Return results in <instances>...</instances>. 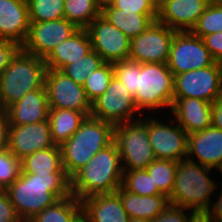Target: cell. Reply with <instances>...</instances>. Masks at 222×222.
I'll return each instance as SVG.
<instances>
[{
    "mask_svg": "<svg viewBox=\"0 0 222 222\" xmlns=\"http://www.w3.org/2000/svg\"><path fill=\"white\" fill-rule=\"evenodd\" d=\"M5 192L20 219L28 222L57 200L71 195L70 178L66 173L36 175L21 171L19 178Z\"/></svg>",
    "mask_w": 222,
    "mask_h": 222,
    "instance_id": "obj_1",
    "label": "cell"
},
{
    "mask_svg": "<svg viewBox=\"0 0 222 222\" xmlns=\"http://www.w3.org/2000/svg\"><path fill=\"white\" fill-rule=\"evenodd\" d=\"M124 170L116 144L98 151L70 178V192L78 200L114 193L121 186Z\"/></svg>",
    "mask_w": 222,
    "mask_h": 222,
    "instance_id": "obj_2",
    "label": "cell"
},
{
    "mask_svg": "<svg viewBox=\"0 0 222 222\" xmlns=\"http://www.w3.org/2000/svg\"><path fill=\"white\" fill-rule=\"evenodd\" d=\"M115 125L87 116L78 130L61 146L62 164L65 173L71 178L98 151L114 141Z\"/></svg>",
    "mask_w": 222,
    "mask_h": 222,
    "instance_id": "obj_3",
    "label": "cell"
},
{
    "mask_svg": "<svg viewBox=\"0 0 222 222\" xmlns=\"http://www.w3.org/2000/svg\"><path fill=\"white\" fill-rule=\"evenodd\" d=\"M212 170L214 169L188 159L179 161L174 187L169 196L170 204L191 211L209 210L212 196L218 193L216 188L220 184L211 179Z\"/></svg>",
    "mask_w": 222,
    "mask_h": 222,
    "instance_id": "obj_4",
    "label": "cell"
},
{
    "mask_svg": "<svg viewBox=\"0 0 222 222\" xmlns=\"http://www.w3.org/2000/svg\"><path fill=\"white\" fill-rule=\"evenodd\" d=\"M44 59L20 49L0 75V105L3 110L20 100L26 93L44 85Z\"/></svg>",
    "mask_w": 222,
    "mask_h": 222,
    "instance_id": "obj_5",
    "label": "cell"
},
{
    "mask_svg": "<svg viewBox=\"0 0 222 222\" xmlns=\"http://www.w3.org/2000/svg\"><path fill=\"white\" fill-rule=\"evenodd\" d=\"M173 92L174 75L167 64L140 63L138 92L134 102L142 115L156 113L158 109L164 114V111L171 109Z\"/></svg>",
    "mask_w": 222,
    "mask_h": 222,
    "instance_id": "obj_6",
    "label": "cell"
},
{
    "mask_svg": "<svg viewBox=\"0 0 222 222\" xmlns=\"http://www.w3.org/2000/svg\"><path fill=\"white\" fill-rule=\"evenodd\" d=\"M113 142L123 170L146 169L156 159L148 136V114L135 121L116 124Z\"/></svg>",
    "mask_w": 222,
    "mask_h": 222,
    "instance_id": "obj_7",
    "label": "cell"
},
{
    "mask_svg": "<svg viewBox=\"0 0 222 222\" xmlns=\"http://www.w3.org/2000/svg\"><path fill=\"white\" fill-rule=\"evenodd\" d=\"M148 115V136L156 159L179 162L187 157L188 133L169 115L166 120ZM158 118V119H157ZM164 121V122H163Z\"/></svg>",
    "mask_w": 222,
    "mask_h": 222,
    "instance_id": "obj_8",
    "label": "cell"
},
{
    "mask_svg": "<svg viewBox=\"0 0 222 222\" xmlns=\"http://www.w3.org/2000/svg\"><path fill=\"white\" fill-rule=\"evenodd\" d=\"M90 116L116 125L138 120L143 115L137 109L134 97L113 76L107 90L91 104Z\"/></svg>",
    "mask_w": 222,
    "mask_h": 222,
    "instance_id": "obj_9",
    "label": "cell"
},
{
    "mask_svg": "<svg viewBox=\"0 0 222 222\" xmlns=\"http://www.w3.org/2000/svg\"><path fill=\"white\" fill-rule=\"evenodd\" d=\"M222 94V64L174 76L173 98H196L213 103Z\"/></svg>",
    "mask_w": 222,
    "mask_h": 222,
    "instance_id": "obj_10",
    "label": "cell"
},
{
    "mask_svg": "<svg viewBox=\"0 0 222 222\" xmlns=\"http://www.w3.org/2000/svg\"><path fill=\"white\" fill-rule=\"evenodd\" d=\"M215 62L201 37L190 31L174 34L167 62L174 76L211 66Z\"/></svg>",
    "mask_w": 222,
    "mask_h": 222,
    "instance_id": "obj_11",
    "label": "cell"
},
{
    "mask_svg": "<svg viewBox=\"0 0 222 222\" xmlns=\"http://www.w3.org/2000/svg\"><path fill=\"white\" fill-rule=\"evenodd\" d=\"M176 32L158 21L152 22L144 32L131 39L129 60L167 64Z\"/></svg>",
    "mask_w": 222,
    "mask_h": 222,
    "instance_id": "obj_12",
    "label": "cell"
},
{
    "mask_svg": "<svg viewBox=\"0 0 222 222\" xmlns=\"http://www.w3.org/2000/svg\"><path fill=\"white\" fill-rule=\"evenodd\" d=\"M49 108L71 109L91 114V103L83 85L77 84L60 70L47 69L44 77Z\"/></svg>",
    "mask_w": 222,
    "mask_h": 222,
    "instance_id": "obj_13",
    "label": "cell"
},
{
    "mask_svg": "<svg viewBox=\"0 0 222 222\" xmlns=\"http://www.w3.org/2000/svg\"><path fill=\"white\" fill-rule=\"evenodd\" d=\"M79 28L65 18L45 22H30L29 31L21 49L45 59L60 43Z\"/></svg>",
    "mask_w": 222,
    "mask_h": 222,
    "instance_id": "obj_14",
    "label": "cell"
},
{
    "mask_svg": "<svg viewBox=\"0 0 222 222\" xmlns=\"http://www.w3.org/2000/svg\"><path fill=\"white\" fill-rule=\"evenodd\" d=\"M86 30L90 36L92 50L105 62L129 60L131 39L101 15L94 19Z\"/></svg>",
    "mask_w": 222,
    "mask_h": 222,
    "instance_id": "obj_15",
    "label": "cell"
},
{
    "mask_svg": "<svg viewBox=\"0 0 222 222\" xmlns=\"http://www.w3.org/2000/svg\"><path fill=\"white\" fill-rule=\"evenodd\" d=\"M54 145L48 120L27 125L10 126L7 148L20 160L38 150L50 148Z\"/></svg>",
    "mask_w": 222,
    "mask_h": 222,
    "instance_id": "obj_16",
    "label": "cell"
},
{
    "mask_svg": "<svg viewBox=\"0 0 222 222\" xmlns=\"http://www.w3.org/2000/svg\"><path fill=\"white\" fill-rule=\"evenodd\" d=\"M186 159L216 169L222 175V130L211 125L188 134Z\"/></svg>",
    "mask_w": 222,
    "mask_h": 222,
    "instance_id": "obj_17",
    "label": "cell"
},
{
    "mask_svg": "<svg viewBox=\"0 0 222 222\" xmlns=\"http://www.w3.org/2000/svg\"><path fill=\"white\" fill-rule=\"evenodd\" d=\"M210 3L206 0H166L157 21L177 32L191 31Z\"/></svg>",
    "mask_w": 222,
    "mask_h": 222,
    "instance_id": "obj_18",
    "label": "cell"
},
{
    "mask_svg": "<svg viewBox=\"0 0 222 222\" xmlns=\"http://www.w3.org/2000/svg\"><path fill=\"white\" fill-rule=\"evenodd\" d=\"M169 112L188 134L204 130L212 125V103L201 99L173 98Z\"/></svg>",
    "mask_w": 222,
    "mask_h": 222,
    "instance_id": "obj_19",
    "label": "cell"
},
{
    "mask_svg": "<svg viewBox=\"0 0 222 222\" xmlns=\"http://www.w3.org/2000/svg\"><path fill=\"white\" fill-rule=\"evenodd\" d=\"M29 26L26 0H0V39H8L22 46Z\"/></svg>",
    "mask_w": 222,
    "mask_h": 222,
    "instance_id": "obj_20",
    "label": "cell"
},
{
    "mask_svg": "<svg viewBox=\"0 0 222 222\" xmlns=\"http://www.w3.org/2000/svg\"><path fill=\"white\" fill-rule=\"evenodd\" d=\"M10 126L27 125L48 120L49 106L45 86L26 93L6 109Z\"/></svg>",
    "mask_w": 222,
    "mask_h": 222,
    "instance_id": "obj_21",
    "label": "cell"
},
{
    "mask_svg": "<svg viewBox=\"0 0 222 222\" xmlns=\"http://www.w3.org/2000/svg\"><path fill=\"white\" fill-rule=\"evenodd\" d=\"M91 51L92 45L88 31L86 28H79L44 59L46 68L61 70L64 66L82 59Z\"/></svg>",
    "mask_w": 222,
    "mask_h": 222,
    "instance_id": "obj_22",
    "label": "cell"
},
{
    "mask_svg": "<svg viewBox=\"0 0 222 222\" xmlns=\"http://www.w3.org/2000/svg\"><path fill=\"white\" fill-rule=\"evenodd\" d=\"M81 204L92 222H128L130 219L116 192L89 196L82 199Z\"/></svg>",
    "mask_w": 222,
    "mask_h": 222,
    "instance_id": "obj_23",
    "label": "cell"
},
{
    "mask_svg": "<svg viewBox=\"0 0 222 222\" xmlns=\"http://www.w3.org/2000/svg\"><path fill=\"white\" fill-rule=\"evenodd\" d=\"M116 193L130 218L152 220L170 204L167 195L141 196L126 191L122 186Z\"/></svg>",
    "mask_w": 222,
    "mask_h": 222,
    "instance_id": "obj_24",
    "label": "cell"
},
{
    "mask_svg": "<svg viewBox=\"0 0 222 222\" xmlns=\"http://www.w3.org/2000/svg\"><path fill=\"white\" fill-rule=\"evenodd\" d=\"M101 16L130 39L137 37L152 22L157 21V13L129 12L115 8L112 5L103 7L101 9Z\"/></svg>",
    "mask_w": 222,
    "mask_h": 222,
    "instance_id": "obj_25",
    "label": "cell"
},
{
    "mask_svg": "<svg viewBox=\"0 0 222 222\" xmlns=\"http://www.w3.org/2000/svg\"><path fill=\"white\" fill-rule=\"evenodd\" d=\"M86 117L85 113L71 109L49 108L48 121L53 143L61 146L78 130Z\"/></svg>",
    "mask_w": 222,
    "mask_h": 222,
    "instance_id": "obj_26",
    "label": "cell"
},
{
    "mask_svg": "<svg viewBox=\"0 0 222 222\" xmlns=\"http://www.w3.org/2000/svg\"><path fill=\"white\" fill-rule=\"evenodd\" d=\"M22 172L26 174L48 175L65 173L62 164V152L58 145L38 150L21 160Z\"/></svg>",
    "mask_w": 222,
    "mask_h": 222,
    "instance_id": "obj_27",
    "label": "cell"
},
{
    "mask_svg": "<svg viewBox=\"0 0 222 222\" xmlns=\"http://www.w3.org/2000/svg\"><path fill=\"white\" fill-rule=\"evenodd\" d=\"M81 209V201L71 194L46 207L28 222H72Z\"/></svg>",
    "mask_w": 222,
    "mask_h": 222,
    "instance_id": "obj_28",
    "label": "cell"
},
{
    "mask_svg": "<svg viewBox=\"0 0 222 222\" xmlns=\"http://www.w3.org/2000/svg\"><path fill=\"white\" fill-rule=\"evenodd\" d=\"M64 14L78 28H86L101 15V8L96 0H64Z\"/></svg>",
    "mask_w": 222,
    "mask_h": 222,
    "instance_id": "obj_29",
    "label": "cell"
},
{
    "mask_svg": "<svg viewBox=\"0 0 222 222\" xmlns=\"http://www.w3.org/2000/svg\"><path fill=\"white\" fill-rule=\"evenodd\" d=\"M177 165L178 162L175 161L155 159L146 168L154 181V186H157L158 190L168 197L174 187Z\"/></svg>",
    "mask_w": 222,
    "mask_h": 222,
    "instance_id": "obj_30",
    "label": "cell"
},
{
    "mask_svg": "<svg viewBox=\"0 0 222 222\" xmlns=\"http://www.w3.org/2000/svg\"><path fill=\"white\" fill-rule=\"evenodd\" d=\"M122 187L141 196L164 195L154 186V181L146 169L124 170Z\"/></svg>",
    "mask_w": 222,
    "mask_h": 222,
    "instance_id": "obj_31",
    "label": "cell"
},
{
    "mask_svg": "<svg viewBox=\"0 0 222 222\" xmlns=\"http://www.w3.org/2000/svg\"><path fill=\"white\" fill-rule=\"evenodd\" d=\"M113 76L114 70L111 62H105L97 70L90 73L83 84V88L91 104L107 90Z\"/></svg>",
    "mask_w": 222,
    "mask_h": 222,
    "instance_id": "obj_32",
    "label": "cell"
},
{
    "mask_svg": "<svg viewBox=\"0 0 222 222\" xmlns=\"http://www.w3.org/2000/svg\"><path fill=\"white\" fill-rule=\"evenodd\" d=\"M30 22L65 18L64 0H26Z\"/></svg>",
    "mask_w": 222,
    "mask_h": 222,
    "instance_id": "obj_33",
    "label": "cell"
},
{
    "mask_svg": "<svg viewBox=\"0 0 222 222\" xmlns=\"http://www.w3.org/2000/svg\"><path fill=\"white\" fill-rule=\"evenodd\" d=\"M105 61L94 50L82 59L64 66L60 71L70 77L77 84L83 85L91 72L97 70Z\"/></svg>",
    "mask_w": 222,
    "mask_h": 222,
    "instance_id": "obj_34",
    "label": "cell"
},
{
    "mask_svg": "<svg viewBox=\"0 0 222 222\" xmlns=\"http://www.w3.org/2000/svg\"><path fill=\"white\" fill-rule=\"evenodd\" d=\"M190 32L201 38L222 32V1L210 3Z\"/></svg>",
    "mask_w": 222,
    "mask_h": 222,
    "instance_id": "obj_35",
    "label": "cell"
},
{
    "mask_svg": "<svg viewBox=\"0 0 222 222\" xmlns=\"http://www.w3.org/2000/svg\"><path fill=\"white\" fill-rule=\"evenodd\" d=\"M114 76L120 80L128 92L135 97L138 92V75L140 63L131 60L116 61L113 63Z\"/></svg>",
    "mask_w": 222,
    "mask_h": 222,
    "instance_id": "obj_36",
    "label": "cell"
},
{
    "mask_svg": "<svg viewBox=\"0 0 222 222\" xmlns=\"http://www.w3.org/2000/svg\"><path fill=\"white\" fill-rule=\"evenodd\" d=\"M21 160L18 159L8 148L0 151V188L5 191L16 179L19 178Z\"/></svg>",
    "mask_w": 222,
    "mask_h": 222,
    "instance_id": "obj_37",
    "label": "cell"
},
{
    "mask_svg": "<svg viewBox=\"0 0 222 222\" xmlns=\"http://www.w3.org/2000/svg\"><path fill=\"white\" fill-rule=\"evenodd\" d=\"M190 211L184 207L169 204L164 211L150 220V222H186Z\"/></svg>",
    "mask_w": 222,
    "mask_h": 222,
    "instance_id": "obj_38",
    "label": "cell"
},
{
    "mask_svg": "<svg viewBox=\"0 0 222 222\" xmlns=\"http://www.w3.org/2000/svg\"><path fill=\"white\" fill-rule=\"evenodd\" d=\"M111 5L129 12L157 13L149 0H115Z\"/></svg>",
    "mask_w": 222,
    "mask_h": 222,
    "instance_id": "obj_39",
    "label": "cell"
},
{
    "mask_svg": "<svg viewBox=\"0 0 222 222\" xmlns=\"http://www.w3.org/2000/svg\"><path fill=\"white\" fill-rule=\"evenodd\" d=\"M20 49L21 46L18 43L8 39H0V75Z\"/></svg>",
    "mask_w": 222,
    "mask_h": 222,
    "instance_id": "obj_40",
    "label": "cell"
},
{
    "mask_svg": "<svg viewBox=\"0 0 222 222\" xmlns=\"http://www.w3.org/2000/svg\"><path fill=\"white\" fill-rule=\"evenodd\" d=\"M0 222H23L5 191L0 192Z\"/></svg>",
    "mask_w": 222,
    "mask_h": 222,
    "instance_id": "obj_41",
    "label": "cell"
},
{
    "mask_svg": "<svg viewBox=\"0 0 222 222\" xmlns=\"http://www.w3.org/2000/svg\"><path fill=\"white\" fill-rule=\"evenodd\" d=\"M202 39L213 59L222 64V32L206 35Z\"/></svg>",
    "mask_w": 222,
    "mask_h": 222,
    "instance_id": "obj_42",
    "label": "cell"
},
{
    "mask_svg": "<svg viewBox=\"0 0 222 222\" xmlns=\"http://www.w3.org/2000/svg\"><path fill=\"white\" fill-rule=\"evenodd\" d=\"M10 122L6 110L0 112V151L8 147Z\"/></svg>",
    "mask_w": 222,
    "mask_h": 222,
    "instance_id": "obj_43",
    "label": "cell"
},
{
    "mask_svg": "<svg viewBox=\"0 0 222 222\" xmlns=\"http://www.w3.org/2000/svg\"><path fill=\"white\" fill-rule=\"evenodd\" d=\"M212 126L222 130V94L212 103Z\"/></svg>",
    "mask_w": 222,
    "mask_h": 222,
    "instance_id": "obj_44",
    "label": "cell"
},
{
    "mask_svg": "<svg viewBox=\"0 0 222 222\" xmlns=\"http://www.w3.org/2000/svg\"><path fill=\"white\" fill-rule=\"evenodd\" d=\"M218 186H221L222 189V182ZM218 189L220 192L218 193V196H214L208 211L217 222H222V190H220V187Z\"/></svg>",
    "mask_w": 222,
    "mask_h": 222,
    "instance_id": "obj_45",
    "label": "cell"
},
{
    "mask_svg": "<svg viewBox=\"0 0 222 222\" xmlns=\"http://www.w3.org/2000/svg\"><path fill=\"white\" fill-rule=\"evenodd\" d=\"M186 222H217L208 210L190 211Z\"/></svg>",
    "mask_w": 222,
    "mask_h": 222,
    "instance_id": "obj_46",
    "label": "cell"
},
{
    "mask_svg": "<svg viewBox=\"0 0 222 222\" xmlns=\"http://www.w3.org/2000/svg\"><path fill=\"white\" fill-rule=\"evenodd\" d=\"M72 222H92L89 215L82 208L73 218Z\"/></svg>",
    "mask_w": 222,
    "mask_h": 222,
    "instance_id": "obj_47",
    "label": "cell"
},
{
    "mask_svg": "<svg viewBox=\"0 0 222 222\" xmlns=\"http://www.w3.org/2000/svg\"><path fill=\"white\" fill-rule=\"evenodd\" d=\"M166 0H149L153 7L158 11L159 8L165 3Z\"/></svg>",
    "mask_w": 222,
    "mask_h": 222,
    "instance_id": "obj_48",
    "label": "cell"
},
{
    "mask_svg": "<svg viewBox=\"0 0 222 222\" xmlns=\"http://www.w3.org/2000/svg\"><path fill=\"white\" fill-rule=\"evenodd\" d=\"M98 6L102 9L107 5H111L115 0H96Z\"/></svg>",
    "mask_w": 222,
    "mask_h": 222,
    "instance_id": "obj_49",
    "label": "cell"
},
{
    "mask_svg": "<svg viewBox=\"0 0 222 222\" xmlns=\"http://www.w3.org/2000/svg\"><path fill=\"white\" fill-rule=\"evenodd\" d=\"M128 222H150V220L142 218H130Z\"/></svg>",
    "mask_w": 222,
    "mask_h": 222,
    "instance_id": "obj_50",
    "label": "cell"
},
{
    "mask_svg": "<svg viewBox=\"0 0 222 222\" xmlns=\"http://www.w3.org/2000/svg\"><path fill=\"white\" fill-rule=\"evenodd\" d=\"M206 1H208L209 3H213V2H219L221 0H206Z\"/></svg>",
    "mask_w": 222,
    "mask_h": 222,
    "instance_id": "obj_51",
    "label": "cell"
}]
</instances>
